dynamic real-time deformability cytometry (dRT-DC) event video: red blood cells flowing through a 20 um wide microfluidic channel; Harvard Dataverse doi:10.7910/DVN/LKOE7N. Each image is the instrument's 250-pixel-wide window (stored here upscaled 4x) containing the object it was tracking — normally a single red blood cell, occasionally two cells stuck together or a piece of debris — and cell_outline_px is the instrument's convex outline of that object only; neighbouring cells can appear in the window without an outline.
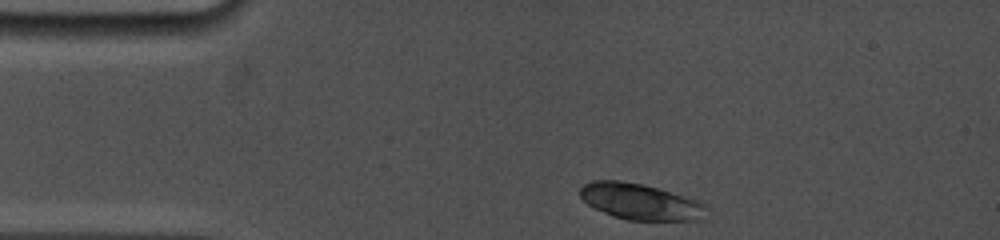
{"species": "common noctule bat (a hibernating species)", "species_latin": "Nyctalus noctula", "temperature_condition": "cold", "stored_images_in_passage": 2, "camera_frame_rate_fps": 5000, "um_per_image_px": 0.085, "animal": {"sex": "female", "body_mass_g": 19.0, "forearm_length_mm": 53.3}, "frame": {"image": 1, "passage_image": 1, "time_ms": 0.0, "image_size_px": [1000, 240], "cell_outline_px": [[708, 220], [628, 220], [612, 216], [588, 204], [580, 196], [580, 188], [584, 184], [592, 180], [620, 180], [644, 184], [700, 200], [704, 204]], "centroid_in_image_um": [54.47, 17.14], "position_along_channel_um": 30.5, "area_um2": 26.82}}